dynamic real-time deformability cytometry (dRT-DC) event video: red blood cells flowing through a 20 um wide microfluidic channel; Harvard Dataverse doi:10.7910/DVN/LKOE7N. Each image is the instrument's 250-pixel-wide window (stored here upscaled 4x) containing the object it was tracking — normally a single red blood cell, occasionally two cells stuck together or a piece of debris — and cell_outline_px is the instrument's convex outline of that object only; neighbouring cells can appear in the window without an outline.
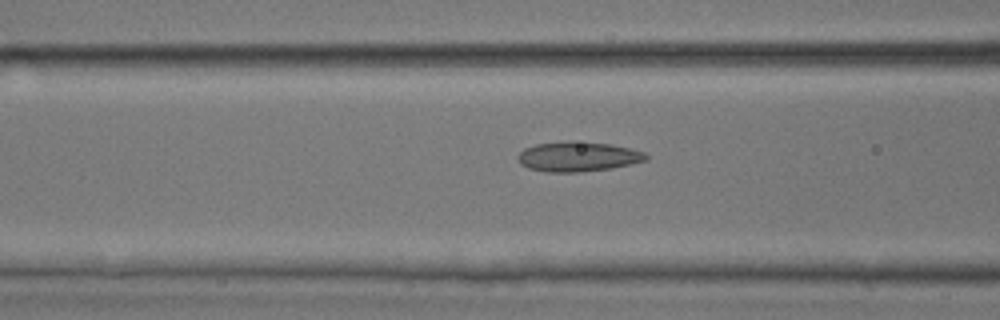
{"species": "common noctule bat (a hibernating species)", "species_latin": "Nyctalus noctula", "temperature_condition": "room temperature", "stored_images_in_passage": 8, "camera_frame_rate_fps": 3000, "um_per_image_px": 0.085, "animal": {"sex": "male", "body_mass_g": 17.9, "forearm_length_mm": 54.2}, "frame": {"image": 1, "passage_image": 6, "time_ms": 1.667, "image_size_px": [1000, 320], "cell_outline_px": [[648, 160], [612, 168], [580, 172], [544, 172], [528, 168], [520, 164], [516, 156], [524, 148], [536, 144], [572, 140], [612, 144], [644, 152], [648, 156]], "centroid_in_image_um": [49.1, 13.31], "position_along_channel_um": 117.5, "area_um2": 22.48}}